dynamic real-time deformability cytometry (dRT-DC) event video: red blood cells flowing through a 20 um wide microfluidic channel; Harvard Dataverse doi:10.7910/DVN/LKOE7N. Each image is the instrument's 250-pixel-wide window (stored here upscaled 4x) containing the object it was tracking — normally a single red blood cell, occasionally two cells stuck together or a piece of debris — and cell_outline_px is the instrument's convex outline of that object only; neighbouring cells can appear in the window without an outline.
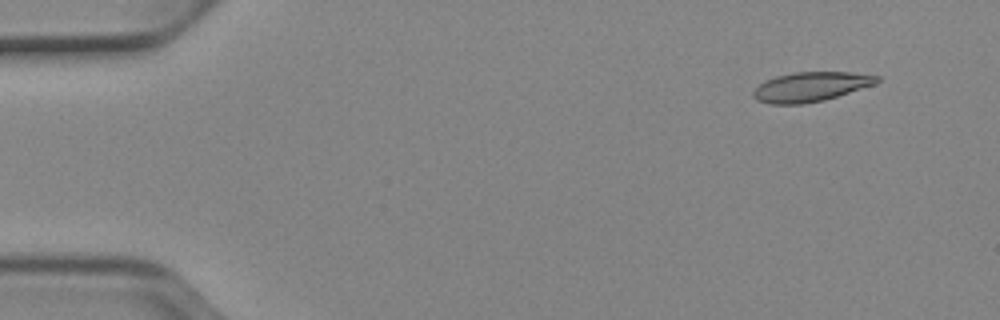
{"species": "Egyptian fruit bat (a non-hibernating species)", "species_latin": "Rousettus aegyptiacus", "temperature_condition": "cold", "stored_images_in_passage": 14, "camera_frame_rate_fps": 3000, "um_per_image_px": 0.085, "animal": {"sex": "female"}, "frame": {"image": 1, "passage_image": 5, "time_ms": 1.333, "image_size_px": [1000, 320], "cell_outline_px": [[880, 80], [876, 84], [824, 100], [804, 104], [768, 104], [756, 100], [752, 96], [752, 92], [764, 80], [776, 76], [792, 72], [848, 72], [880, 76]], "centroid_in_image_um": [68.88, 7.38], "position_along_channel_um": 16.1, "area_um2": 21.39}}